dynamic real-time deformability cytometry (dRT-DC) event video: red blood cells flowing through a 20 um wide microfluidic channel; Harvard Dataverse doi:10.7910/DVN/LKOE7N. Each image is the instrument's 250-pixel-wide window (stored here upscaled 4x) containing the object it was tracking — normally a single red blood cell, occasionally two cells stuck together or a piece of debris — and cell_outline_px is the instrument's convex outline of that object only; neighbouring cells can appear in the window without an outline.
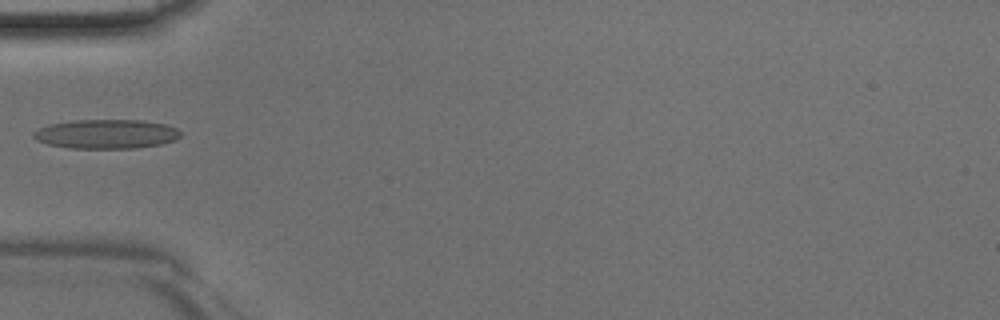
{"species": "Egyptian fruit bat (a non-hibernating species)", "species_latin": "Rousettus aegyptiacus", "temperature_condition": "room temperature", "stored_images_in_passage": 31, "camera_frame_rate_fps": 3000, "um_per_image_px": 0.085, "animal": {"sex": "male"}, "frame": {"image": 1, "passage_image": 1, "time_ms": 0.0, "image_size_px": [1000, 320], "cell_outline_px": [[180, 136], [176, 140], [160, 144], [136, 148], [72, 148], [48, 144], [36, 140], [32, 136], [32, 132], [48, 124], [72, 120], [140, 120], [164, 124], [176, 128], [180, 132]], "centroid_in_image_um": [9.01, 11.39], "position_along_channel_um": 76.0, "area_um2": 25.03}}
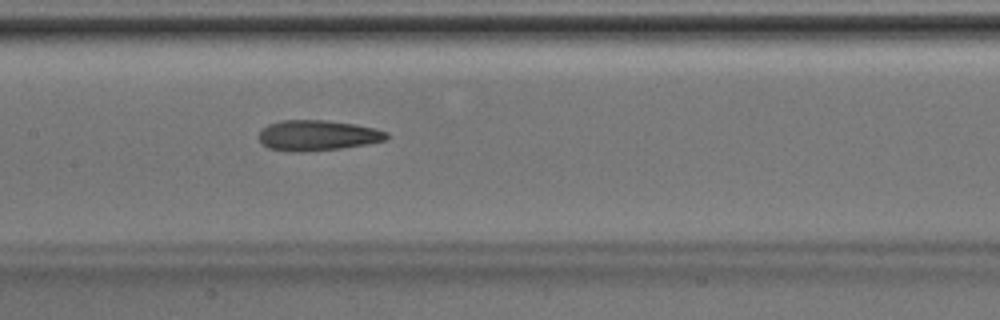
{"frame": {"image": 2, "passage_image": 8, "time_ms": 2.333, "image_size_px": [1000, 320], "cell_outline_px": [[388, 136], [384, 140], [368, 144], [340, 148], [308, 152], [288, 152], [268, 148], [260, 144], [256, 136], [260, 128], [268, 124], [280, 120], [324, 120], [356, 124], [388, 132]], "centroid_in_image_um": [26.88, 11.52], "position_along_channel_um": 180.5, "area_um2": 23.12}}
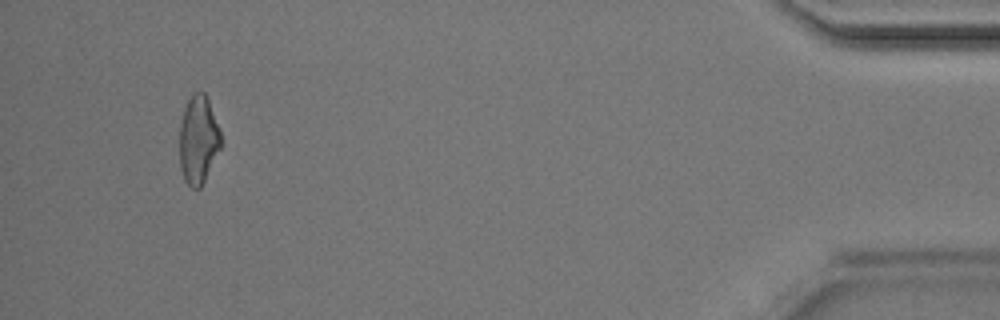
{"frame": {"image": 3, "passage_image": 29, "time_ms": 9.333, "image_size_px": [1000, 320], "cell_outline_px": [[224, 144], [200, 188], [192, 188], [184, 180], [180, 164], [180, 124], [184, 108], [192, 92], [204, 92], [208, 96], [224, 140]], "centroid_in_image_um": [16.9, 11.85], "position_along_channel_um": 418.3, "area_um2": 21.79}}